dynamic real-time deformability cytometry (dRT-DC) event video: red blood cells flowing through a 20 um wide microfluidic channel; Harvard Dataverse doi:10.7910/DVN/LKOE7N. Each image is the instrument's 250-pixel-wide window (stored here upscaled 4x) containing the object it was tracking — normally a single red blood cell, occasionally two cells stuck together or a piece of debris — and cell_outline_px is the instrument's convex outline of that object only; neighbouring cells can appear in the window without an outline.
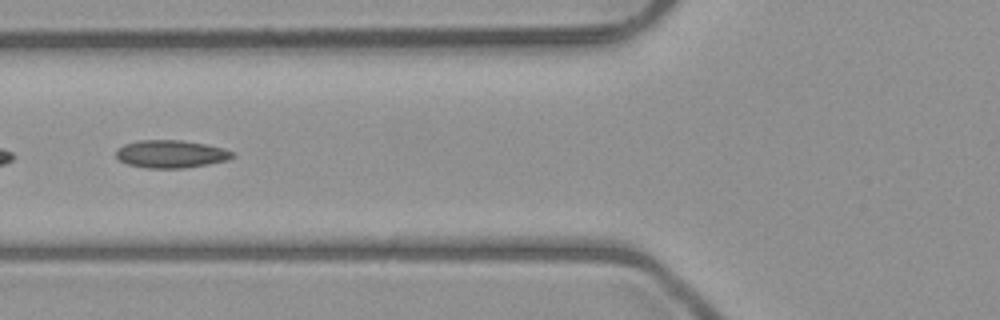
{"species": "common noctule bat (a hibernating species)", "species_latin": "Nyctalus noctula", "temperature_condition": "room temperature", "stored_images_in_passage": 7, "camera_frame_rate_fps": 3000, "um_per_image_px": 0.085, "animal": {"sex": "male", "body_mass_g": 23.1, "forearm_length_mm": 52.7}, "frame": {"image": 1, "passage_image": 6, "time_ms": 5.667, "image_size_px": [1000, 320], "cell_outline_px": [[236, 156], [228, 160], [208, 164], [184, 168], [148, 168], [128, 164], [120, 160], [116, 156], [116, 148], [124, 144], [140, 140], [180, 140], [204, 144], [224, 148], [232, 152]], "centroid_in_image_um": [14.53, 13.09], "position_along_channel_um": 111.3, "area_um2": 18.79}}
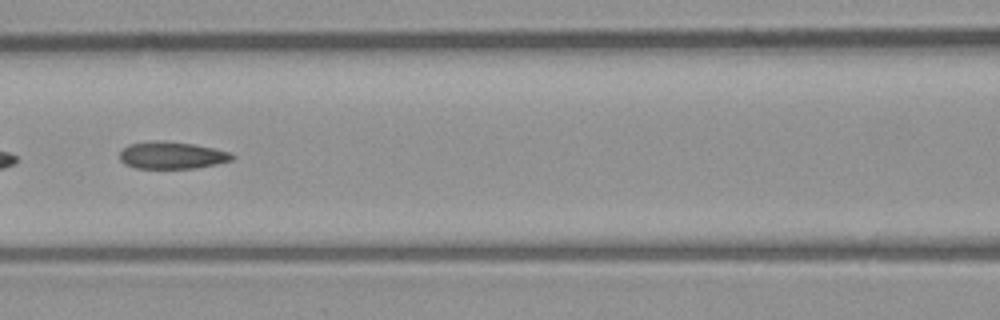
{"frame": {"image": 2, "passage_image": 7, "time_ms": 6.667, "image_size_px": [1000, 320], "cell_outline_px": [[236, 156], [232, 160], [216, 164], [196, 168], [136, 168], [124, 164], [120, 160], [120, 152], [128, 144], [192, 144], [212, 148], [228, 152]], "centroid_in_image_um": [14.64, 13.26], "position_along_channel_um": 152.0, "area_um2": 16.7}}